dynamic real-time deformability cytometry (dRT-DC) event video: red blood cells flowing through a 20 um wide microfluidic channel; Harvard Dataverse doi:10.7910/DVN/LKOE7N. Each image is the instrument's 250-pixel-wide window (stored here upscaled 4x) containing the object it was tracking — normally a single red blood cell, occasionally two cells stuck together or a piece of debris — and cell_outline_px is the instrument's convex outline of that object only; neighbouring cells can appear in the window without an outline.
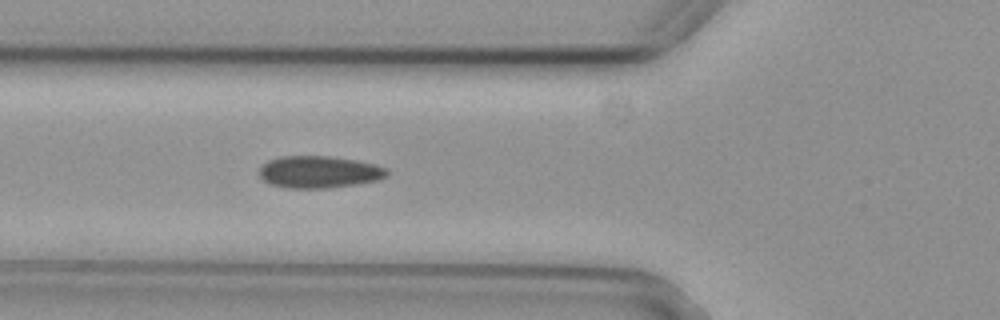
{"species": "common noctule bat (a hibernating species)", "species_latin": "Nyctalus noctula", "temperature_condition": "cold", "stored_images_in_passage": 4, "camera_frame_rate_fps": 3000, "um_per_image_px": 0.085, "animal": {"sex": "female", "body_mass_g": 29.2, "forearm_length_mm": 56.3}, "frame": {"image": 1, "passage_image": 4, "time_ms": 1.0, "image_size_px": [1000, 320], "cell_outline_px": [[388, 176], [380, 180], [356, 184], [328, 188], [284, 188], [268, 184], [260, 176], [260, 168], [268, 160], [280, 156], [328, 156], [356, 160], [376, 164], [388, 168]], "centroid_in_image_um": [27.15, 14.62], "position_along_channel_um": 98.7, "area_um2": 24.1}}